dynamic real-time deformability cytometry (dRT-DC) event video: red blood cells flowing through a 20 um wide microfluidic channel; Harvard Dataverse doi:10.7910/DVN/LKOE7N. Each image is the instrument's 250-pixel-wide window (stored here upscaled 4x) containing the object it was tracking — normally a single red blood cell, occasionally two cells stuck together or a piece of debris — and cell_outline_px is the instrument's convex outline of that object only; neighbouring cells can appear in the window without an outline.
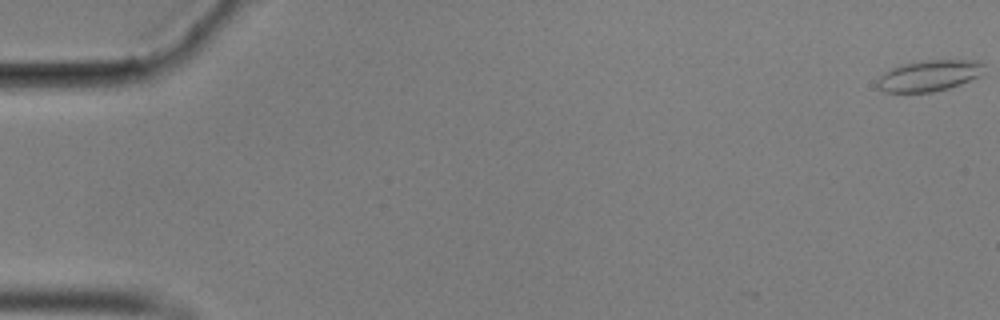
{"species": "common noctule bat (a hibernating species)", "species_latin": "Nyctalus noctula", "temperature_condition": "cold", "stored_images_in_passage": 48, "camera_frame_rate_fps": 3000, "um_per_image_px": 0.085, "animal": {"sex": "male", "body_mass_g": 17.9}, "frame": {"image": 1, "passage_image": 1, "time_ms": 0.0, "image_size_px": [1000, 320], "cell_outline_px": [[984, 64], [980, 76], [960, 84], [948, 88], [932, 92], [884, 92], [876, 88], [876, 80], [884, 72], [900, 64], [920, 60], [976, 60]], "centroid_in_image_um": [78.92, 6.43], "position_along_channel_um": 6.1, "area_um2": 19.48}}
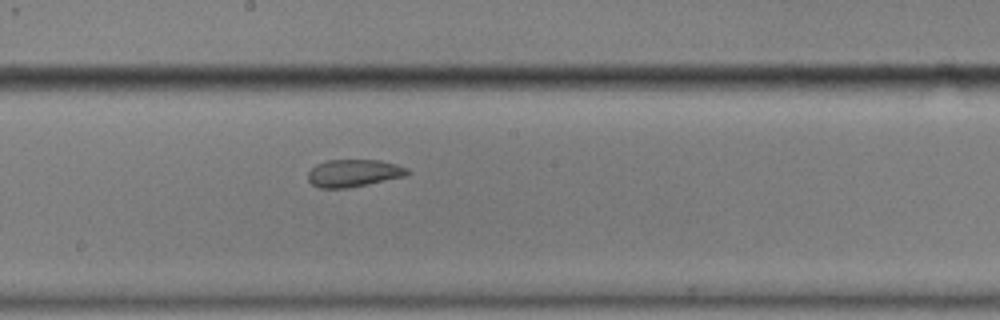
{"frame": {"image": 2, "passage_image": 32, "time_ms": 10.333, "image_size_px": [1000, 320], "cell_outline_px": [[412, 172], [408, 176], [348, 188], [320, 188], [312, 184], [308, 180], [308, 172], [316, 164], [328, 160], [380, 160], [396, 164], [408, 168]], "centroid_in_image_um": [30.11, 14.71], "position_along_channel_um": 218.1, "area_um2": 16.07}}
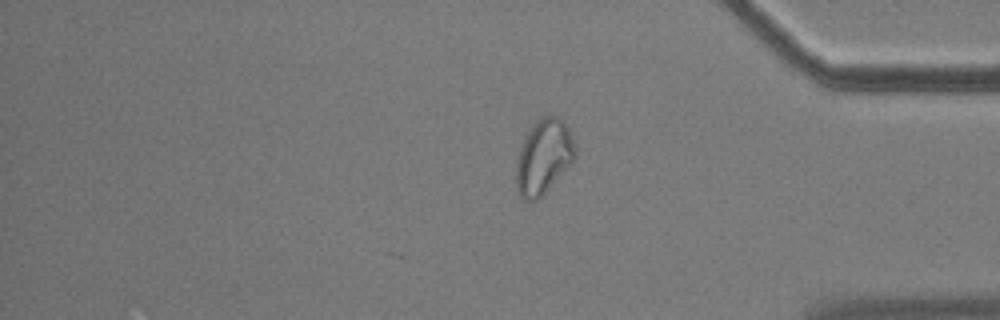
{"frame": {"image": 3, "passage_image": 48, "time_ms": 15.667, "image_size_px": [1000, 320], "cell_outline_px": [[576, 156], [544, 192], [536, 200], [524, 200], [520, 196], [516, 188], [516, 164], [520, 148], [528, 132], [536, 120], [540, 116], [556, 116], [568, 128], [576, 148]], "centroid_in_image_um": [46.18, 13.31], "position_along_channel_um": 389.0, "area_um2": 24.91}, "authors_computed_cell_mechanics": {"area_um2": 17.7735, "velocity_mm_per_s": 3.5297, "shape_relaxation_time_tau1_ms": null, "shape_relaxation_time_tau2_ms": 1.8237, "deformation_change_tau1": null, "deformation_change_tau2": 0.0643}}